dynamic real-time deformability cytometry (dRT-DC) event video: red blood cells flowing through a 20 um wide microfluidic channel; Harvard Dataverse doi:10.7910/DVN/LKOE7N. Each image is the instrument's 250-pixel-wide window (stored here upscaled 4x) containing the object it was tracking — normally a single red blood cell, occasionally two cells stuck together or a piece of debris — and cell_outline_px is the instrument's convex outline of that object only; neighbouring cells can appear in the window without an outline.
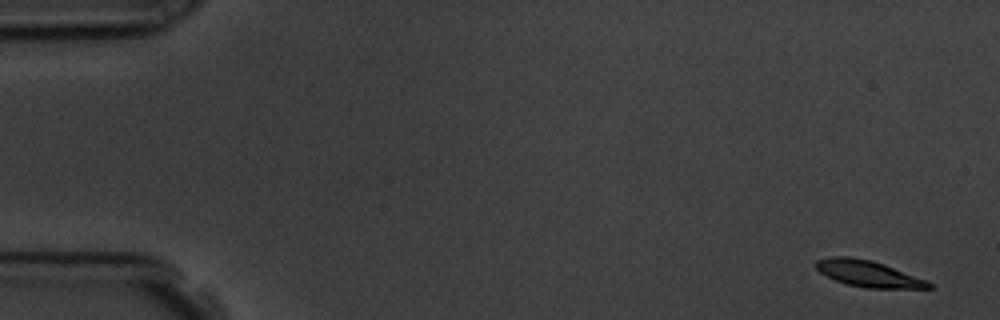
{"species": "common noctule bat (a hibernating species)", "species_latin": "Nyctalus noctula", "temperature_condition": "room temperature", "stored_images_in_passage": 5, "camera_frame_rate_fps": 3000, "um_per_image_px": 0.085, "animal": {"sex": "male", "body_mass_g": 19.5, "forearm_length_mm": 54.6}, "frame": {"image": 1, "passage_image": 1, "time_ms": 0.0, "image_size_px": [1000, 320], "cell_outline_px": [[932, 288], [868, 288], [848, 284], [836, 280], [820, 272], [812, 264], [816, 260], [828, 256], [852, 256], [872, 260], [884, 264], [928, 280], [932, 284]], "centroid_in_image_um": [73.78, 23.24], "position_along_channel_um": 11.2, "area_um2": 17.4}}
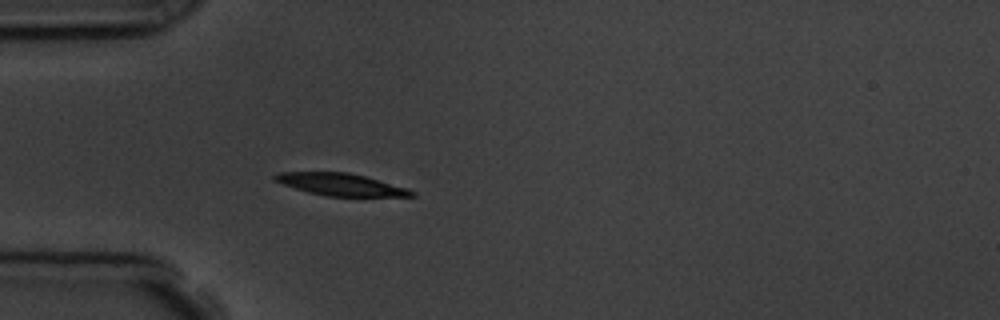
{"frame": {"image": 2, "passage_image": 5, "time_ms": 4.667, "image_size_px": [1000, 320], "cell_outline_px": [[416, 196], [328, 196], [308, 192], [272, 180], [272, 176], [280, 172], [348, 172], [364, 176], [408, 188], [416, 192]], "centroid_in_image_um": [28.97, 15.68], "position_along_channel_um": 56.0, "area_um2": 17.51}}